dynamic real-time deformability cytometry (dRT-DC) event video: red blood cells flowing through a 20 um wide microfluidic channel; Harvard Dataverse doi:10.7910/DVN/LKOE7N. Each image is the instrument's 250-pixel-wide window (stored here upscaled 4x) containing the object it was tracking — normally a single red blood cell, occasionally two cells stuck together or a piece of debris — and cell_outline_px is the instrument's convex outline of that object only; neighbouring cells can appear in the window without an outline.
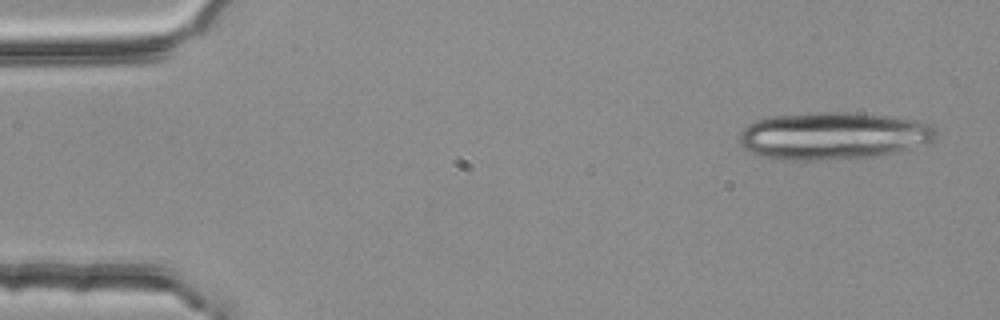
{"species": "common noctule bat (a hibernating species)", "species_latin": "Nyctalus noctula", "temperature_condition": "room temperature", "stored_images_in_passage": 5, "camera_frame_rate_fps": 3000, "um_per_image_px": 0.085, "animal": {"sex": "female", "body_mass_g": 25.1}, "frame": {"image": 1, "passage_image": 1, "time_ms": 0.0, "image_size_px": [1000, 320], "cell_outline_px": [[936, 136], [932, 140], [908, 148], [892, 152], [852, 160], [796, 160], [764, 156], [752, 152], [744, 148], [740, 144], [740, 132], [748, 124], [756, 120], [772, 116], [808, 112], [844, 112], [888, 116], [916, 120], [932, 124], [936, 128]], "centroid_in_image_um": [70.8, 11.53], "position_along_channel_um": 14.2, "area_um2": 54.16}}